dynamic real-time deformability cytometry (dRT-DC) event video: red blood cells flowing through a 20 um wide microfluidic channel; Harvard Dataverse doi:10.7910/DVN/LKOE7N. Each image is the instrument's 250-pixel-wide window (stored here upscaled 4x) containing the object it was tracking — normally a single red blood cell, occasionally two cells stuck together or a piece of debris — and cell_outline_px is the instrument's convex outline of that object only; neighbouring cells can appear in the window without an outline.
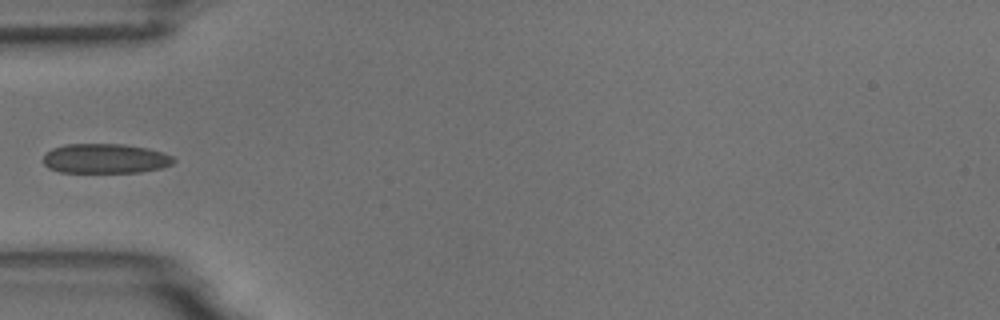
{"species": "common noctule bat (a hibernating species)", "species_latin": "Nyctalus noctula", "temperature_condition": "room temperature", "stored_images_in_passage": 2, "camera_frame_rate_fps": 3000, "um_per_image_px": 0.085, "animal": {"sex": "male", "body_mass_g": 18.8}, "frame": {"image": 1, "passage_image": 2, "time_ms": 2.0, "image_size_px": [1000, 320], "cell_outline_px": [[176, 160], [172, 164], [160, 168], [140, 172], [60, 172], [48, 168], [44, 164], [44, 156], [52, 148], [64, 144], [124, 144], [148, 148], [172, 156]], "centroid_in_image_um": [8.94, 13.47], "position_along_channel_um": 76.1, "area_um2": 22.48}}